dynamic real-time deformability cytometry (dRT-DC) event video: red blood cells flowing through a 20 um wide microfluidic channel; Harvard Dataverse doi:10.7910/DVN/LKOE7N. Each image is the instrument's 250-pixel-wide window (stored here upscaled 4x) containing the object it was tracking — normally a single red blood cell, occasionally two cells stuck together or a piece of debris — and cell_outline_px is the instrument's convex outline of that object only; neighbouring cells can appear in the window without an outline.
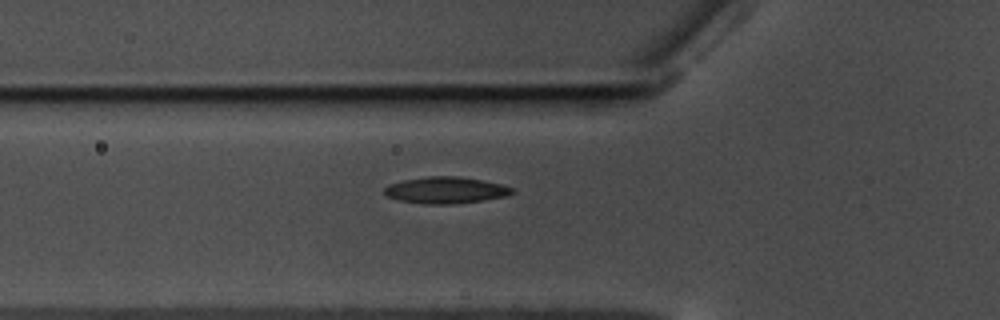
{"species": "common noctule bat (a hibernating species)", "species_latin": "Nyctalus noctula", "temperature_condition": "warm", "stored_images_in_passage": 36, "camera_frame_rate_fps": 3000, "um_per_image_px": 0.085, "animal": {"sex": "male", "body_mass_g": 17.5, "forearm_length_mm": 52.3}, "frame": {"image": 1, "passage_image": 2, "time_ms": 0.333, "image_size_px": [1000, 320], "cell_outline_px": [[516, 192], [508, 196], [484, 200], [452, 204], [428, 204], [396, 200], [388, 196], [384, 192], [384, 188], [388, 184], [404, 180], [428, 176], [460, 176], [484, 180], [500, 184], [512, 188]], "centroid_in_image_um": [37.9, 16.16], "position_along_channel_um": 87.9, "area_um2": 19.88}}
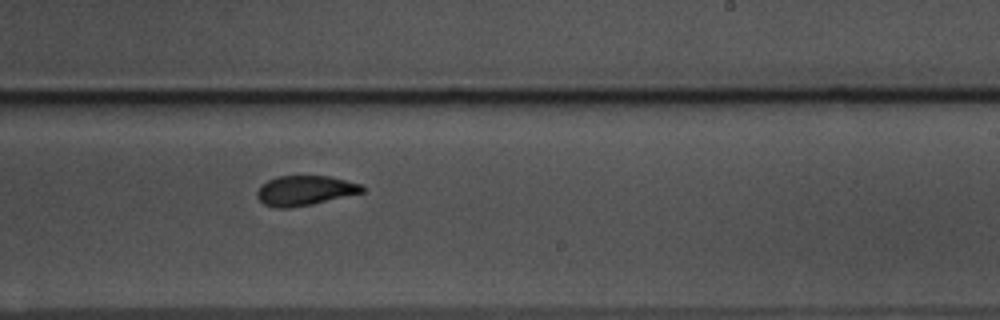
{"frame": {"image": 2, "passage_image": 17, "time_ms": 5.333, "image_size_px": [1000, 320], "cell_outline_px": [[364, 192], [312, 204], [288, 208], [276, 208], [264, 204], [256, 196], [256, 192], [260, 184], [276, 176], [328, 176], [360, 184], [364, 188]], "centroid_in_image_um": [25.86, 16.19], "position_along_channel_um": 263.1, "area_um2": 18.21}}
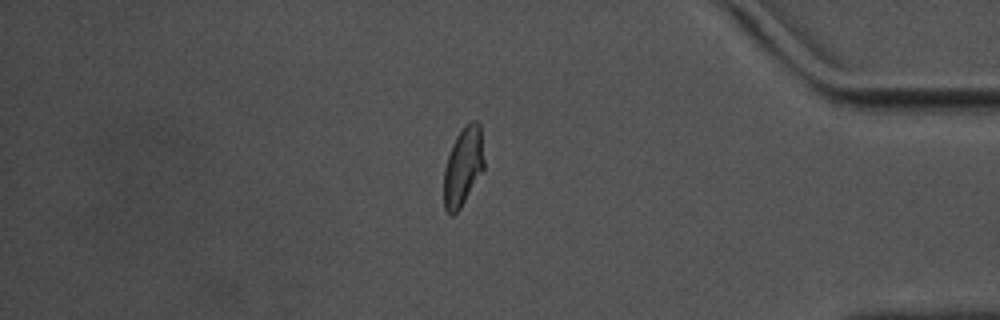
{"frame": {"image": 3, "passage_image": 31, "time_ms": 10.0, "image_size_px": [1000, 320], "cell_outline_px": [[484, 168], [460, 208], [452, 216], [448, 216], [444, 208], [444, 168], [452, 144], [456, 136], [472, 120], [476, 120], [480, 124], [484, 160]], "centroid_in_image_um": [39.35, 14.18], "position_along_channel_um": 395.8, "area_um2": 18.26}}